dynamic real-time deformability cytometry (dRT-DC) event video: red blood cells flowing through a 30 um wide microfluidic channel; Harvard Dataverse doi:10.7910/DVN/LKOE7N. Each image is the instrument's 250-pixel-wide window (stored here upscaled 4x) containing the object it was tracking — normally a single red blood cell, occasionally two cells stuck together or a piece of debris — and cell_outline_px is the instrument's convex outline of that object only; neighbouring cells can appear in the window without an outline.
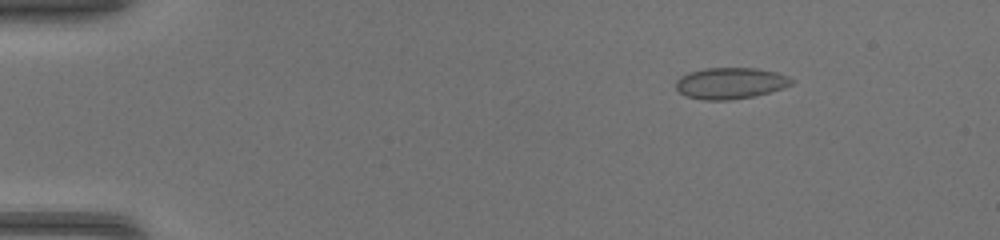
{"species": "common noctule bat (a hibernating species)", "species_latin": "Nyctalus noctula", "temperature_condition": "warm", "stored_images_in_passage": 46, "camera_frame_rate_fps": 3000, "um_per_image_px": 0.085, "animal": {"sex": "female", "body_mass_g": 17.0, "forearm_length_mm": 48.0}, "frame": {"image": 1, "passage_image": 7, "time_ms": 2.0, "image_size_px": [1000, 240], "cell_outline_px": [[796, 80], [792, 84], [768, 92], [752, 96], [728, 100], [704, 100], [684, 96], [676, 88], [676, 80], [680, 76], [688, 72], [704, 68], [756, 68], [776, 72], [788, 76]], "centroid_in_image_um": [62.05, 7.06], "position_along_channel_um": 23.0, "area_um2": 21.1}}
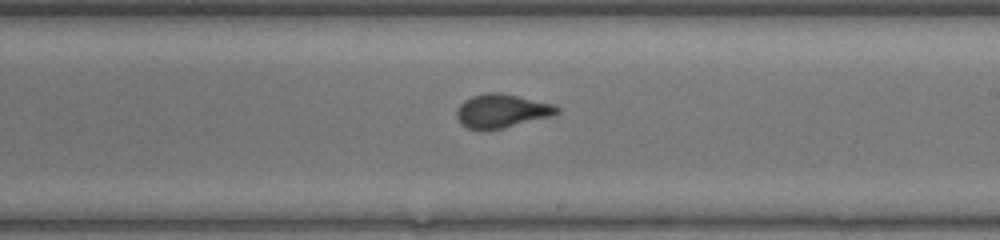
{"frame": {"image": 2, "passage_image": 28, "time_ms": 9.0, "image_size_px": [1000, 240], "cell_outline_px": [[560, 112], [556, 116], [484, 132], [480, 132], [468, 128], [460, 124], [456, 116], [456, 108], [464, 100], [472, 96], [488, 92], [500, 92], [552, 104], [560, 108]], "centroid_in_image_um": [42.63, 9.46], "position_along_channel_um": 246.4, "area_um2": 20.17}}
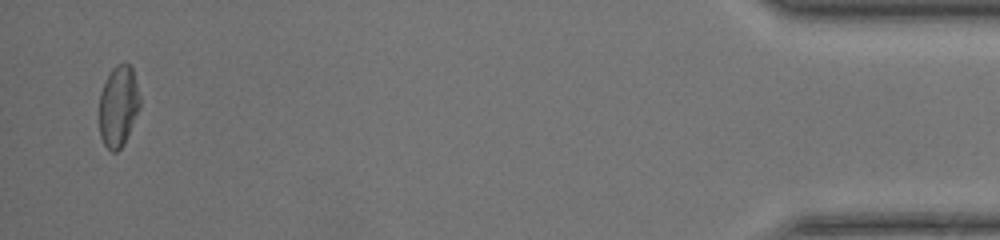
{"frame": {"image": 3, "passage_image": 45, "time_ms": 14.667, "image_size_px": [1000, 240], "cell_outline_px": [[140, 108], [124, 144], [116, 152], [112, 152], [104, 144], [100, 136], [100, 92], [112, 68], [116, 64], [128, 64], [132, 68], [140, 96]], "centroid_in_image_um": [10.07, 9.04], "position_along_channel_um": 425.1, "area_um2": 19.07}}